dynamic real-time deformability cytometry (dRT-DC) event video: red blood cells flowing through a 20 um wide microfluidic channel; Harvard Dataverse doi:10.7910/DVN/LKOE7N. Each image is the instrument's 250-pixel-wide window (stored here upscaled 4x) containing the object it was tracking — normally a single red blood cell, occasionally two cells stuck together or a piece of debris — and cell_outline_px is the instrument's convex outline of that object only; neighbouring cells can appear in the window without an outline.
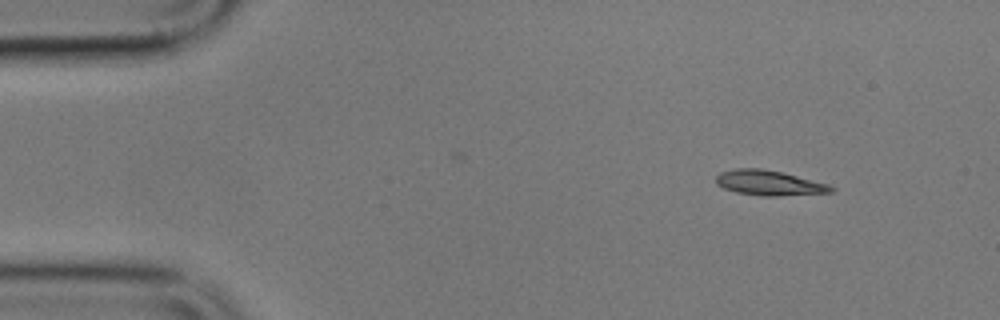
{"species": "common noctule bat (a hibernating species)", "species_latin": "Nyctalus noctula", "temperature_condition": "cold", "stored_images_in_passage": 3, "camera_frame_rate_fps": 3000, "um_per_image_px": 0.085, "animal": {"sex": "male", "body_mass_g": 17.9}, "frame": {"image": 1, "passage_image": 1, "time_ms": 0.0, "image_size_px": [1000, 320], "cell_outline_px": [[836, 188], [832, 192], [780, 196], [764, 196], [736, 192], [724, 188], [716, 184], [716, 176], [720, 172], [736, 168], [760, 168], [780, 172], [828, 184]], "centroid_in_image_um": [65.35, 15.55], "position_along_channel_um": 19.7, "area_um2": 16.65}}